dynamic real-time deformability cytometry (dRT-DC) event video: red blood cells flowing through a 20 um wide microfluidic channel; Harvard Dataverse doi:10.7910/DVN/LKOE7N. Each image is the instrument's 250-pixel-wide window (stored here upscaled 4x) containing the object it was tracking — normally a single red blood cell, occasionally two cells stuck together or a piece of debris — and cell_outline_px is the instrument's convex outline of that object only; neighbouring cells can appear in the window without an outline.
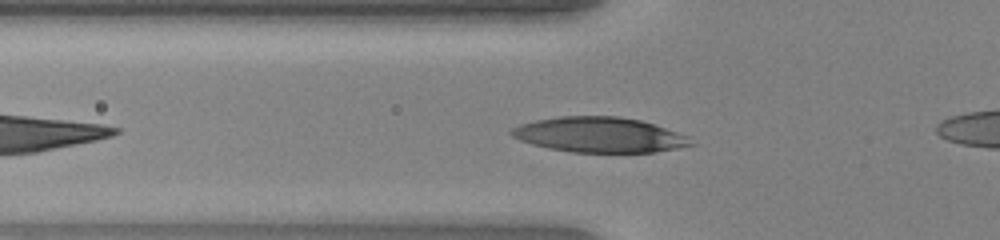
{"species": "human", "species_latin": "Homo sapiens", "temperature_condition": "warm", "stored_images_in_passage": 32, "camera_frame_rate_fps": 3000, "um_per_image_px": 0.085, "donor": {"sex": "female"}, "frame": {"image": 1, "passage_image": 5, "time_ms": 1.333, "image_size_px": [1000, 240], "cell_outline_px": [[696, 144], [656, 152], [572, 152], [548, 148], [532, 144], [520, 140], [512, 136], [508, 132], [512, 128], [520, 124], [536, 120], [560, 116], [616, 116], [640, 120], [688, 136]], "centroid_in_image_um": [50.92, 11.46], "position_along_channel_um": 74.9, "area_um2": 36.59}}
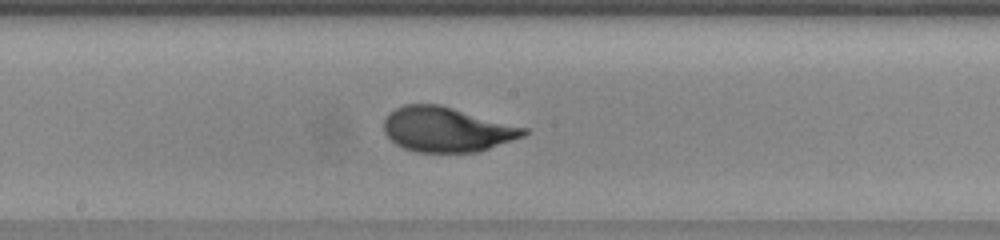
{"frame": {"image": 2, "passage_image": 15, "time_ms": 4.667, "image_size_px": [1000, 240], "cell_outline_px": [[528, 132], [524, 136], [480, 152], [416, 152], [404, 148], [396, 144], [384, 132], [384, 120], [388, 112], [404, 104], [440, 104], [528, 128]], "centroid_in_image_um": [37.98, 11.0], "position_along_channel_um": 210.2, "area_um2": 36.7}}
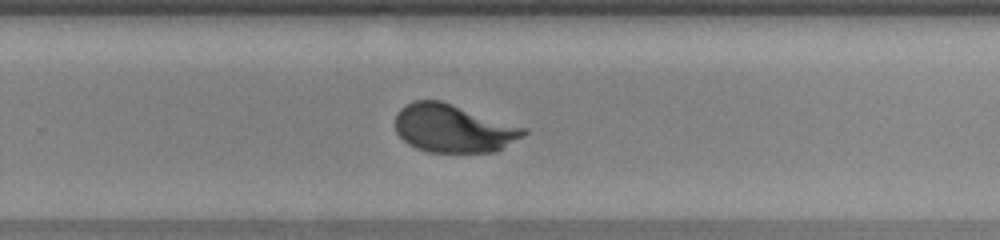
{"frame": {"image": 3, "passage_image": 21, "time_ms": 6.667, "image_size_px": [1000, 240], "cell_outline_px": [[528, 132], [524, 136], [496, 152], [428, 152], [416, 148], [408, 144], [396, 132], [396, 112], [400, 108], [416, 100], [440, 100], [528, 128]], "centroid_in_image_um": [38.56, 10.92], "position_along_channel_um": 291.2, "area_um2": 36.07}}